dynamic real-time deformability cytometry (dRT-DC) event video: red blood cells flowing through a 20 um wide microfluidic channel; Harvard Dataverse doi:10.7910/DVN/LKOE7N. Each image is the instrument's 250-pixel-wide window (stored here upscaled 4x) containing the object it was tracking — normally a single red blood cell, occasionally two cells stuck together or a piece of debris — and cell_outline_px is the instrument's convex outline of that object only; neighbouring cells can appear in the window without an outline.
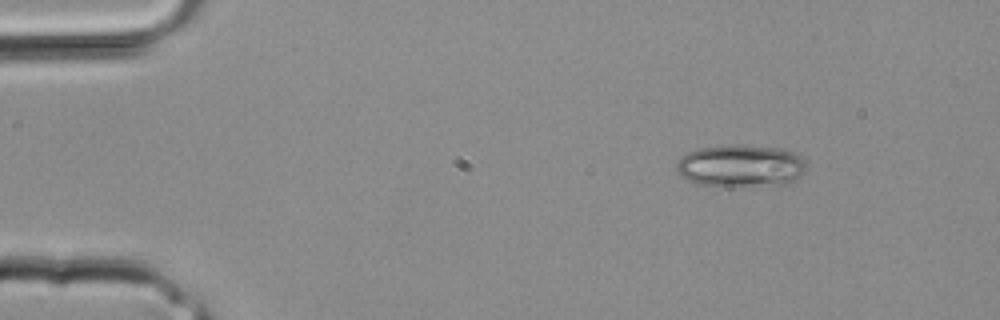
{"species": "common noctule bat (a hibernating species)", "species_latin": "Nyctalus noctula", "temperature_condition": "room temperature", "stored_images_in_passage": 32, "camera_frame_rate_fps": 3000, "um_per_image_px": 0.085, "animal": {"sex": "male", "body_mass_g": 20.4}, "frame": {"image": 1, "passage_image": 2, "time_ms": 0.333, "image_size_px": [1000, 320], "cell_outline_px": [[804, 172], [792, 184], [736, 188], [700, 184], [680, 176], [676, 172], [676, 164], [680, 156], [688, 152], [700, 148], [780, 148], [792, 152], [800, 156], [804, 160]], "centroid_in_image_um": [62.97, 14.19], "position_along_channel_um": 22.0, "area_um2": 31.56}}
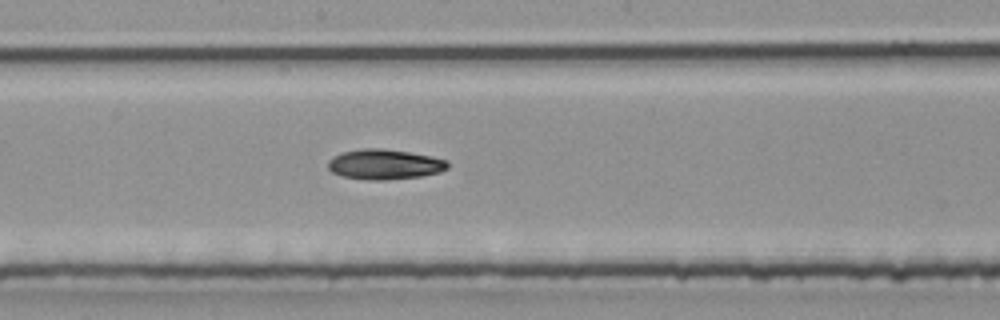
{"frame": {"image": 2, "passage_image": 16, "time_ms": 5.0, "image_size_px": [1000, 320], "cell_outline_px": [[448, 168], [440, 172], [420, 176], [384, 180], [368, 180], [340, 176], [332, 172], [328, 168], [328, 160], [332, 156], [340, 152], [364, 148], [380, 148], [408, 152], [428, 156], [444, 160], [448, 164]], "centroid_in_image_um": [32.61, 13.97], "position_along_channel_um": 215.6, "area_um2": 20.92}}
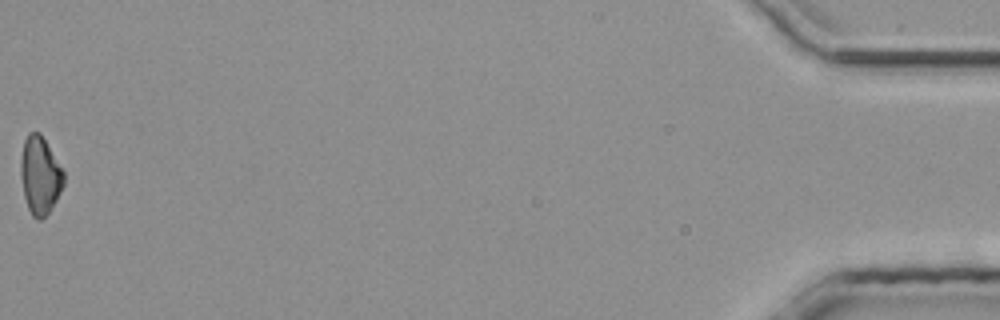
{"frame": {"image": 3, "passage_image": 32, "time_ms": 10.333, "image_size_px": [1000, 320], "cell_outline_px": [[64, 184], [56, 200], [48, 212], [40, 220], [36, 220], [32, 216], [28, 208], [24, 196], [20, 176], [20, 156], [24, 140], [28, 132], [40, 132], [64, 172]], "centroid_in_image_um": [3.38, 14.89], "position_along_channel_um": 431.8, "area_um2": 19.48}}